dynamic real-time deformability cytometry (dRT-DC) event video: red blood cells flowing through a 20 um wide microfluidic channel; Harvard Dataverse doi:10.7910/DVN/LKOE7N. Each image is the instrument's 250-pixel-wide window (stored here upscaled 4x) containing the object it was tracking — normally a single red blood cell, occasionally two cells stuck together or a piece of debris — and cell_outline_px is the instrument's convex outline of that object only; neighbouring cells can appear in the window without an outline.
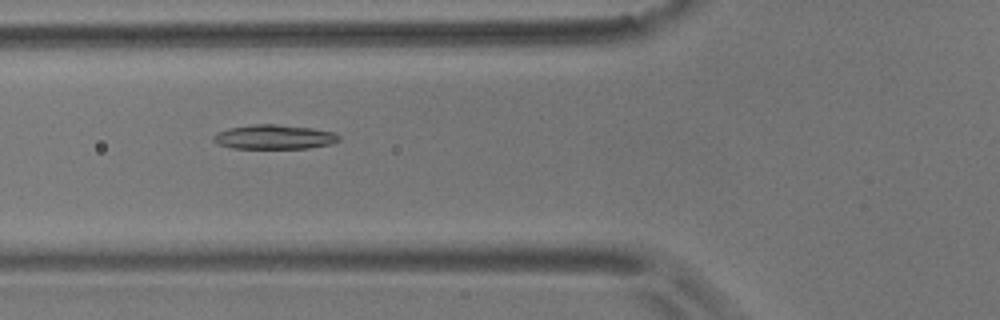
{"species": "common noctule bat (a hibernating species)", "species_latin": "Nyctalus noctula", "temperature_condition": "room temperature", "stored_images_in_passage": 57, "camera_frame_rate_fps": 3000, "um_per_image_px": 0.085, "animal": {"sex": "male", "body_mass_g": 17.9}, "frame": {"image": 1, "passage_image": 21, "time_ms": 6.667, "image_size_px": [1000, 320], "cell_outline_px": [[340, 140], [332, 144], [308, 148], [232, 148], [220, 144], [212, 140], [212, 136], [216, 132], [228, 128], [256, 124], [276, 124], [312, 128], [336, 132], [340, 136]], "centroid_in_image_um": [23.33, 11.64], "position_along_channel_um": 102.5, "area_um2": 17.92}}
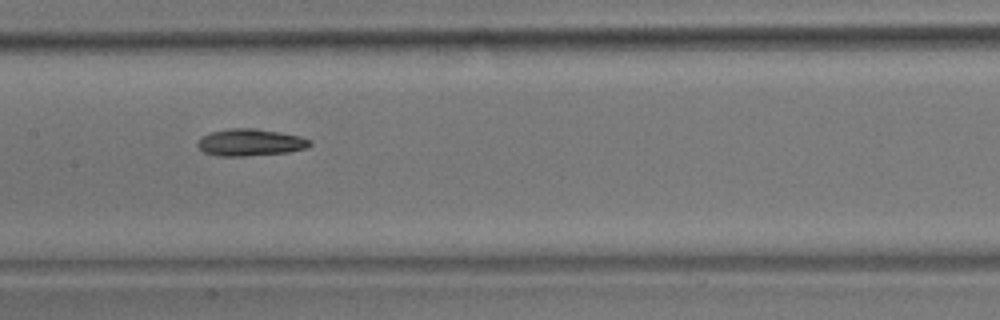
{"frame": {"image": 2, "passage_image": 28, "time_ms": 9.0, "image_size_px": [1000, 320], "cell_outline_px": [[312, 144], [308, 148], [288, 152], [244, 156], [216, 156], [204, 152], [196, 144], [204, 136], [212, 132], [228, 128], [256, 128], [280, 132], [300, 136], [312, 140]], "centroid_in_image_um": [21.32, 12.1], "position_along_channel_um": 186.1, "area_um2": 17.69}}
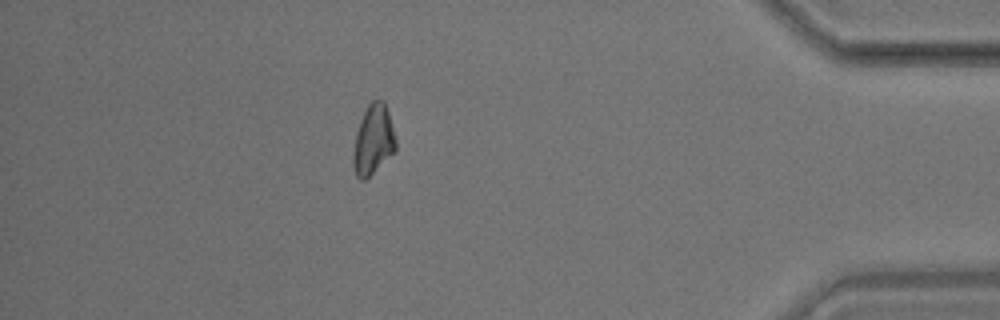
{"frame": {"image": 3, "passage_image": 50, "time_ms": 16.333, "image_size_px": [1000, 320], "cell_outline_px": [[396, 148], [364, 180], [360, 180], [356, 176], [352, 164], [352, 156], [356, 132], [360, 120], [368, 104], [372, 100], [384, 100], [388, 112], [396, 140]], "centroid_in_image_um": [31.69, 11.86], "position_along_channel_um": 403.5, "area_um2": 16.94}, "authors_computed_cell_mechanics": {"area_um2": 17.34, "velocity_mm_per_s": 3.558, "shape_relaxation_time_tau1_ms": 8.4194, "shape_relaxation_time_tau2_ms": null, "deformation_change_tau1": 0.1951, "deformation_change_tau2": null}}